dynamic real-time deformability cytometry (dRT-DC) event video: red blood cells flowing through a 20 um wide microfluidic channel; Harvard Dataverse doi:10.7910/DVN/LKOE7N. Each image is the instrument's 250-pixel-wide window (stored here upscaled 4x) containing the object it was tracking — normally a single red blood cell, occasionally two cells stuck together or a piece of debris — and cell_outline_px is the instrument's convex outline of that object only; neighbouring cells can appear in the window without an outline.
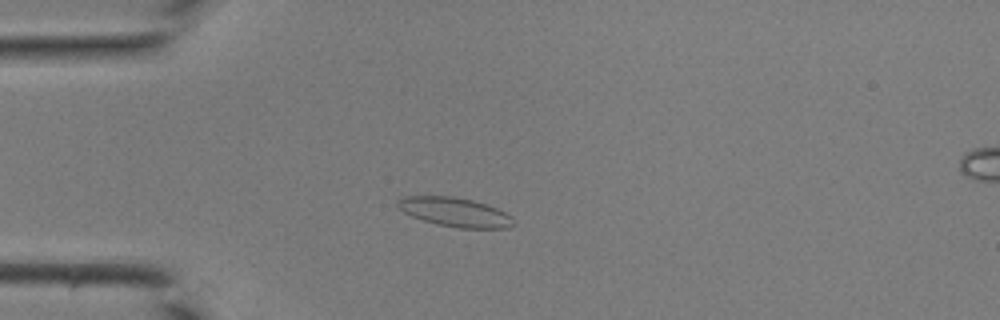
{"species": "common noctule bat (a hibernating species)", "species_latin": "Nyctalus noctula", "temperature_condition": "room temperature", "stored_images_in_passage": 36, "camera_frame_rate_fps": 3000, "um_per_image_px": 0.085, "animal": {"sex": "male", "body_mass_g": 19.0, "forearm_length_mm": 50.8}, "frame": {"image": 1, "passage_image": 5, "time_ms": 1.333, "image_size_px": [1000, 320], "cell_outline_px": [[516, 224], [508, 228], [460, 228], [436, 224], [412, 216], [396, 208], [396, 200], [404, 196], [452, 196], [472, 200], [488, 204], [512, 216], [516, 220]], "centroid_in_image_um": [38.68, 18.03], "position_along_channel_um": 46.3, "area_um2": 19.88}}
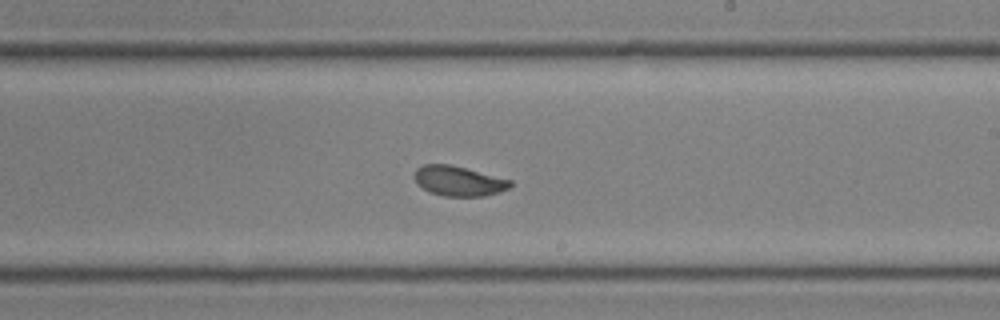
{"frame": {"image": 2, "passage_image": 19, "time_ms": 6.0, "image_size_px": [1000, 320], "cell_outline_px": [[512, 184], [508, 188], [500, 192], [484, 196], [444, 196], [428, 192], [416, 184], [416, 168], [424, 164], [448, 164], [512, 180]], "centroid_in_image_um": [38.97, 15.4], "position_along_channel_um": 250.0, "area_um2": 16.59}}
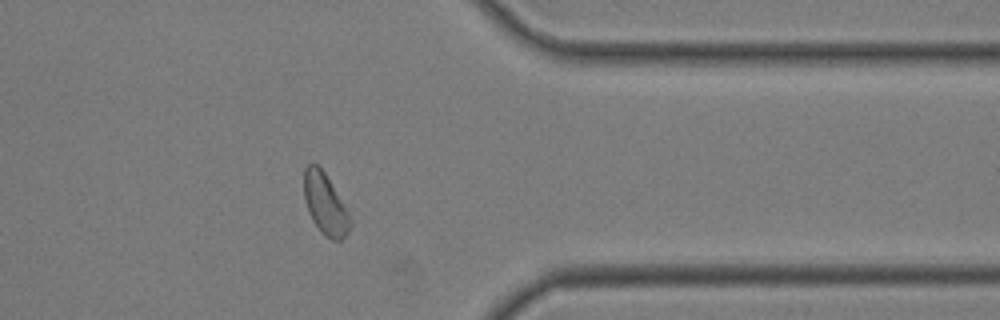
{"frame": {"image": 3, "passage_image": 28, "time_ms": 9.0, "image_size_px": [1000, 320], "cell_outline_px": [[352, 224], [348, 232], [340, 240], [332, 240], [320, 232], [312, 220], [308, 212], [304, 196], [304, 168], [312, 160], [324, 172], [348, 212], [352, 220]], "centroid_in_image_um": [27.62, 17.35], "position_along_channel_um": 383.8, "area_um2": 16.36}}